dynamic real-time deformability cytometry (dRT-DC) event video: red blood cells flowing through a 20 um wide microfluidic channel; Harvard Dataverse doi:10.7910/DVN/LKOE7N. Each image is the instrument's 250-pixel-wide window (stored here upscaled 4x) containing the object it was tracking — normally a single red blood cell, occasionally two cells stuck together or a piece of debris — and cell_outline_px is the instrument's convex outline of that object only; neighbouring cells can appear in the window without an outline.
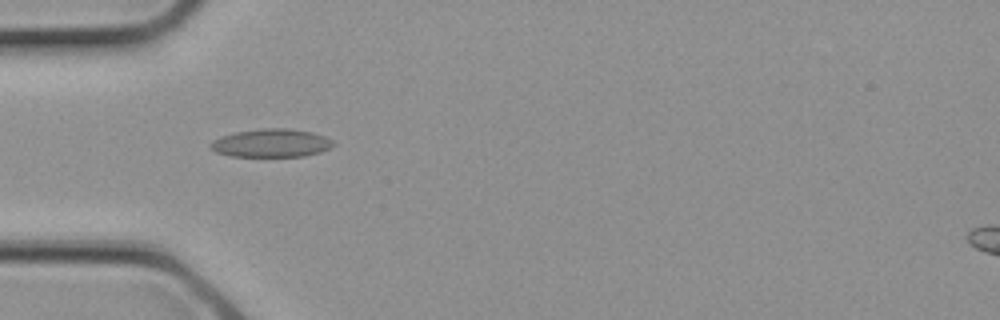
{"species": "common noctule bat (a hibernating species)", "species_latin": "Nyctalus noctula", "temperature_condition": "cold", "stored_images_in_passage": 3, "camera_frame_rate_fps": 3000, "um_per_image_px": 0.085, "animal": {"sex": "female", "body_mass_g": 21.9}, "frame": {"image": 1, "passage_image": 3, "time_ms": 0.667, "image_size_px": [1000, 320], "cell_outline_px": [[336, 144], [332, 148], [320, 152], [304, 156], [232, 156], [216, 152], [208, 144], [212, 140], [220, 136], [236, 132], [264, 128], [288, 128], [312, 132], [324, 136], [332, 140]], "centroid_in_image_um": [23.08, 12.15], "position_along_channel_um": 61.9, "area_um2": 20.23}}